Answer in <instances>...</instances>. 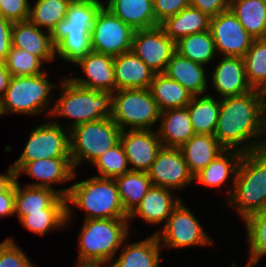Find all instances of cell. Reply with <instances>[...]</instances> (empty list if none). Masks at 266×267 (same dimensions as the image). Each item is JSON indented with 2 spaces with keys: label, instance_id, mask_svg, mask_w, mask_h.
I'll return each instance as SVG.
<instances>
[{
  "label": "cell",
  "instance_id": "3957f363",
  "mask_svg": "<svg viewBox=\"0 0 266 267\" xmlns=\"http://www.w3.org/2000/svg\"><path fill=\"white\" fill-rule=\"evenodd\" d=\"M66 203V224L74 215L70 203L86 211L85 220L129 218L121 204L115 179L92 176L90 179L75 182L70 186Z\"/></svg>",
  "mask_w": 266,
  "mask_h": 267
},
{
  "label": "cell",
  "instance_id": "5bb4252c",
  "mask_svg": "<svg viewBox=\"0 0 266 267\" xmlns=\"http://www.w3.org/2000/svg\"><path fill=\"white\" fill-rule=\"evenodd\" d=\"M209 30L222 56L243 58L254 40L230 8L211 17Z\"/></svg>",
  "mask_w": 266,
  "mask_h": 267
},
{
  "label": "cell",
  "instance_id": "ac0fdd59",
  "mask_svg": "<svg viewBox=\"0 0 266 267\" xmlns=\"http://www.w3.org/2000/svg\"><path fill=\"white\" fill-rule=\"evenodd\" d=\"M18 178L15 181V215L19 220L27 212H42L43 209H67L66 196L70 186L63 190L45 187L20 186Z\"/></svg>",
  "mask_w": 266,
  "mask_h": 267
},
{
  "label": "cell",
  "instance_id": "603a6c76",
  "mask_svg": "<svg viewBox=\"0 0 266 267\" xmlns=\"http://www.w3.org/2000/svg\"><path fill=\"white\" fill-rule=\"evenodd\" d=\"M172 195L170 189L151 186L128 219L141 217L145 222L152 225L160 224L162 221L166 223L172 210L182 200L180 197L176 198Z\"/></svg>",
  "mask_w": 266,
  "mask_h": 267
},
{
  "label": "cell",
  "instance_id": "816d5d0a",
  "mask_svg": "<svg viewBox=\"0 0 266 267\" xmlns=\"http://www.w3.org/2000/svg\"><path fill=\"white\" fill-rule=\"evenodd\" d=\"M77 264L78 265L76 267H101L103 266L101 264L94 263V262H82V261H78Z\"/></svg>",
  "mask_w": 266,
  "mask_h": 267
},
{
  "label": "cell",
  "instance_id": "bcb514c9",
  "mask_svg": "<svg viewBox=\"0 0 266 267\" xmlns=\"http://www.w3.org/2000/svg\"><path fill=\"white\" fill-rule=\"evenodd\" d=\"M13 23L0 16V62H4L12 47L11 30Z\"/></svg>",
  "mask_w": 266,
  "mask_h": 267
},
{
  "label": "cell",
  "instance_id": "9c48e42d",
  "mask_svg": "<svg viewBox=\"0 0 266 267\" xmlns=\"http://www.w3.org/2000/svg\"><path fill=\"white\" fill-rule=\"evenodd\" d=\"M121 129L111 117L87 122L70 129L71 162L76 168L82 160L93 163L120 142Z\"/></svg>",
  "mask_w": 266,
  "mask_h": 267
},
{
  "label": "cell",
  "instance_id": "f907efd6",
  "mask_svg": "<svg viewBox=\"0 0 266 267\" xmlns=\"http://www.w3.org/2000/svg\"><path fill=\"white\" fill-rule=\"evenodd\" d=\"M265 137H266V116H264V134H263V139L264 140H262L260 148H259V151L262 154L266 155V138Z\"/></svg>",
  "mask_w": 266,
  "mask_h": 267
},
{
  "label": "cell",
  "instance_id": "52a82bcc",
  "mask_svg": "<svg viewBox=\"0 0 266 267\" xmlns=\"http://www.w3.org/2000/svg\"><path fill=\"white\" fill-rule=\"evenodd\" d=\"M57 86L47 79V72L35 76H12L5 95L0 100V116L9 113L33 116L45 110L50 116L53 108L49 107V103L52 91Z\"/></svg>",
  "mask_w": 266,
  "mask_h": 267
},
{
  "label": "cell",
  "instance_id": "f5cc1de1",
  "mask_svg": "<svg viewBox=\"0 0 266 267\" xmlns=\"http://www.w3.org/2000/svg\"><path fill=\"white\" fill-rule=\"evenodd\" d=\"M259 94L262 96L264 102L266 101V82L264 85L258 90Z\"/></svg>",
  "mask_w": 266,
  "mask_h": 267
},
{
  "label": "cell",
  "instance_id": "44dd1931",
  "mask_svg": "<svg viewBox=\"0 0 266 267\" xmlns=\"http://www.w3.org/2000/svg\"><path fill=\"white\" fill-rule=\"evenodd\" d=\"M42 31L44 30H41L29 19L15 22L11 30L12 46L39 57L45 63L53 61L56 53L51 34Z\"/></svg>",
  "mask_w": 266,
  "mask_h": 267
},
{
  "label": "cell",
  "instance_id": "e0dca14e",
  "mask_svg": "<svg viewBox=\"0 0 266 267\" xmlns=\"http://www.w3.org/2000/svg\"><path fill=\"white\" fill-rule=\"evenodd\" d=\"M11 167L16 172V178L23 172L38 180L39 182L27 184L33 187L54 189L51 187L53 184L67 183L77 175L71 158H44L31 162H15Z\"/></svg>",
  "mask_w": 266,
  "mask_h": 267
},
{
  "label": "cell",
  "instance_id": "83f0119b",
  "mask_svg": "<svg viewBox=\"0 0 266 267\" xmlns=\"http://www.w3.org/2000/svg\"><path fill=\"white\" fill-rule=\"evenodd\" d=\"M106 8L134 30L160 25L155 18L152 0H107Z\"/></svg>",
  "mask_w": 266,
  "mask_h": 267
},
{
  "label": "cell",
  "instance_id": "8d00e7d4",
  "mask_svg": "<svg viewBox=\"0 0 266 267\" xmlns=\"http://www.w3.org/2000/svg\"><path fill=\"white\" fill-rule=\"evenodd\" d=\"M244 222L250 254L247 265L256 266L266 256V208L250 215Z\"/></svg>",
  "mask_w": 266,
  "mask_h": 267
},
{
  "label": "cell",
  "instance_id": "8992f818",
  "mask_svg": "<svg viewBox=\"0 0 266 267\" xmlns=\"http://www.w3.org/2000/svg\"><path fill=\"white\" fill-rule=\"evenodd\" d=\"M128 218L87 219L79 234L78 261L109 265L129 235Z\"/></svg>",
  "mask_w": 266,
  "mask_h": 267
},
{
  "label": "cell",
  "instance_id": "30bf717a",
  "mask_svg": "<svg viewBox=\"0 0 266 267\" xmlns=\"http://www.w3.org/2000/svg\"><path fill=\"white\" fill-rule=\"evenodd\" d=\"M182 201L172 210L162 230L155 232L160 246L169 249L210 246L212 239Z\"/></svg>",
  "mask_w": 266,
  "mask_h": 267
},
{
  "label": "cell",
  "instance_id": "484cf974",
  "mask_svg": "<svg viewBox=\"0 0 266 267\" xmlns=\"http://www.w3.org/2000/svg\"><path fill=\"white\" fill-rule=\"evenodd\" d=\"M243 153L237 150H224L204 169L194 176V181L206 187H219L231 179V188L228 190V197L234 188L235 176ZM231 176V177H230Z\"/></svg>",
  "mask_w": 266,
  "mask_h": 267
},
{
  "label": "cell",
  "instance_id": "7bdbcfd3",
  "mask_svg": "<svg viewBox=\"0 0 266 267\" xmlns=\"http://www.w3.org/2000/svg\"><path fill=\"white\" fill-rule=\"evenodd\" d=\"M29 0H0V16L12 23L25 21L30 15Z\"/></svg>",
  "mask_w": 266,
  "mask_h": 267
},
{
  "label": "cell",
  "instance_id": "7a4b0ae2",
  "mask_svg": "<svg viewBox=\"0 0 266 267\" xmlns=\"http://www.w3.org/2000/svg\"><path fill=\"white\" fill-rule=\"evenodd\" d=\"M104 3L100 0H72L66 18L60 21L51 34L55 57L77 63L91 49V28Z\"/></svg>",
  "mask_w": 266,
  "mask_h": 267
},
{
  "label": "cell",
  "instance_id": "ffe728a7",
  "mask_svg": "<svg viewBox=\"0 0 266 267\" xmlns=\"http://www.w3.org/2000/svg\"><path fill=\"white\" fill-rule=\"evenodd\" d=\"M114 56L91 51L76 64L83 69L87 78H70L76 85L114 93L116 81L113 67Z\"/></svg>",
  "mask_w": 266,
  "mask_h": 267
},
{
  "label": "cell",
  "instance_id": "ee69618b",
  "mask_svg": "<svg viewBox=\"0 0 266 267\" xmlns=\"http://www.w3.org/2000/svg\"><path fill=\"white\" fill-rule=\"evenodd\" d=\"M190 6V0H154L153 10L156 21L160 24L167 17L178 14Z\"/></svg>",
  "mask_w": 266,
  "mask_h": 267
},
{
  "label": "cell",
  "instance_id": "d6a6232c",
  "mask_svg": "<svg viewBox=\"0 0 266 267\" xmlns=\"http://www.w3.org/2000/svg\"><path fill=\"white\" fill-rule=\"evenodd\" d=\"M229 8L254 39H266V5L261 0H230Z\"/></svg>",
  "mask_w": 266,
  "mask_h": 267
},
{
  "label": "cell",
  "instance_id": "f6af8a7d",
  "mask_svg": "<svg viewBox=\"0 0 266 267\" xmlns=\"http://www.w3.org/2000/svg\"><path fill=\"white\" fill-rule=\"evenodd\" d=\"M230 0H190V6L199 9L210 17L229 9Z\"/></svg>",
  "mask_w": 266,
  "mask_h": 267
},
{
  "label": "cell",
  "instance_id": "74e56055",
  "mask_svg": "<svg viewBox=\"0 0 266 267\" xmlns=\"http://www.w3.org/2000/svg\"><path fill=\"white\" fill-rule=\"evenodd\" d=\"M243 59L249 85L259 90L266 82V39H254Z\"/></svg>",
  "mask_w": 266,
  "mask_h": 267
},
{
  "label": "cell",
  "instance_id": "4316f807",
  "mask_svg": "<svg viewBox=\"0 0 266 267\" xmlns=\"http://www.w3.org/2000/svg\"><path fill=\"white\" fill-rule=\"evenodd\" d=\"M160 243L154 233L145 240L124 244L118 259H112L109 267H160Z\"/></svg>",
  "mask_w": 266,
  "mask_h": 267
},
{
  "label": "cell",
  "instance_id": "277c9868",
  "mask_svg": "<svg viewBox=\"0 0 266 267\" xmlns=\"http://www.w3.org/2000/svg\"><path fill=\"white\" fill-rule=\"evenodd\" d=\"M60 83V97L52 107L50 118L59 116L73 119V123L64 129L70 130L83 123L111 117L112 92L78 86L70 77L63 78Z\"/></svg>",
  "mask_w": 266,
  "mask_h": 267
},
{
  "label": "cell",
  "instance_id": "c3c4849f",
  "mask_svg": "<svg viewBox=\"0 0 266 267\" xmlns=\"http://www.w3.org/2000/svg\"><path fill=\"white\" fill-rule=\"evenodd\" d=\"M16 181V172L10 167L6 174H0V194L4 193Z\"/></svg>",
  "mask_w": 266,
  "mask_h": 267
},
{
  "label": "cell",
  "instance_id": "5b68a950",
  "mask_svg": "<svg viewBox=\"0 0 266 267\" xmlns=\"http://www.w3.org/2000/svg\"><path fill=\"white\" fill-rule=\"evenodd\" d=\"M228 208H236L244 221L266 208V155L259 150L244 153L239 162Z\"/></svg>",
  "mask_w": 266,
  "mask_h": 267
},
{
  "label": "cell",
  "instance_id": "7dc6e473",
  "mask_svg": "<svg viewBox=\"0 0 266 267\" xmlns=\"http://www.w3.org/2000/svg\"><path fill=\"white\" fill-rule=\"evenodd\" d=\"M15 214V182L0 194V217Z\"/></svg>",
  "mask_w": 266,
  "mask_h": 267
},
{
  "label": "cell",
  "instance_id": "60d3db41",
  "mask_svg": "<svg viewBox=\"0 0 266 267\" xmlns=\"http://www.w3.org/2000/svg\"><path fill=\"white\" fill-rule=\"evenodd\" d=\"M43 63L39 57L13 46L4 61L11 76H35L44 73L41 70Z\"/></svg>",
  "mask_w": 266,
  "mask_h": 267
},
{
  "label": "cell",
  "instance_id": "d590c367",
  "mask_svg": "<svg viewBox=\"0 0 266 267\" xmlns=\"http://www.w3.org/2000/svg\"><path fill=\"white\" fill-rule=\"evenodd\" d=\"M72 0H37L30 6L29 20L37 27L52 34L56 25L66 18Z\"/></svg>",
  "mask_w": 266,
  "mask_h": 267
},
{
  "label": "cell",
  "instance_id": "ba28073f",
  "mask_svg": "<svg viewBox=\"0 0 266 267\" xmlns=\"http://www.w3.org/2000/svg\"><path fill=\"white\" fill-rule=\"evenodd\" d=\"M160 114L150 89H122L112 95L111 118L121 130H153Z\"/></svg>",
  "mask_w": 266,
  "mask_h": 267
},
{
  "label": "cell",
  "instance_id": "836d02e7",
  "mask_svg": "<svg viewBox=\"0 0 266 267\" xmlns=\"http://www.w3.org/2000/svg\"><path fill=\"white\" fill-rule=\"evenodd\" d=\"M121 204L130 215L152 186L148 172L130 171L115 178Z\"/></svg>",
  "mask_w": 266,
  "mask_h": 267
},
{
  "label": "cell",
  "instance_id": "cb8c5ba5",
  "mask_svg": "<svg viewBox=\"0 0 266 267\" xmlns=\"http://www.w3.org/2000/svg\"><path fill=\"white\" fill-rule=\"evenodd\" d=\"M159 120L157 134L163 147L180 148L195 134L187 106L161 111Z\"/></svg>",
  "mask_w": 266,
  "mask_h": 267
},
{
  "label": "cell",
  "instance_id": "f1b7e54d",
  "mask_svg": "<svg viewBox=\"0 0 266 267\" xmlns=\"http://www.w3.org/2000/svg\"><path fill=\"white\" fill-rule=\"evenodd\" d=\"M180 149L194 176L225 150L216 137L209 134H194Z\"/></svg>",
  "mask_w": 266,
  "mask_h": 267
},
{
  "label": "cell",
  "instance_id": "db71d44e",
  "mask_svg": "<svg viewBox=\"0 0 266 267\" xmlns=\"http://www.w3.org/2000/svg\"><path fill=\"white\" fill-rule=\"evenodd\" d=\"M264 108H265V115L266 116V101L264 102Z\"/></svg>",
  "mask_w": 266,
  "mask_h": 267
},
{
  "label": "cell",
  "instance_id": "1f68e13d",
  "mask_svg": "<svg viewBox=\"0 0 266 267\" xmlns=\"http://www.w3.org/2000/svg\"><path fill=\"white\" fill-rule=\"evenodd\" d=\"M149 89L160 111L186 107L194 96L165 73L155 74Z\"/></svg>",
  "mask_w": 266,
  "mask_h": 267
},
{
  "label": "cell",
  "instance_id": "f35d334b",
  "mask_svg": "<svg viewBox=\"0 0 266 267\" xmlns=\"http://www.w3.org/2000/svg\"><path fill=\"white\" fill-rule=\"evenodd\" d=\"M67 209H43L42 212H27L20 219L27 230L44 236L46 233L66 226Z\"/></svg>",
  "mask_w": 266,
  "mask_h": 267
},
{
  "label": "cell",
  "instance_id": "4dcf8cb0",
  "mask_svg": "<svg viewBox=\"0 0 266 267\" xmlns=\"http://www.w3.org/2000/svg\"><path fill=\"white\" fill-rule=\"evenodd\" d=\"M199 96H201L199 98ZM221 99L213 95H194L187 105L192 128L195 134L214 135L220 112Z\"/></svg>",
  "mask_w": 266,
  "mask_h": 267
},
{
  "label": "cell",
  "instance_id": "d4e9b609",
  "mask_svg": "<svg viewBox=\"0 0 266 267\" xmlns=\"http://www.w3.org/2000/svg\"><path fill=\"white\" fill-rule=\"evenodd\" d=\"M164 73L193 95H203L209 88L205 65L194 62L177 51L172 55Z\"/></svg>",
  "mask_w": 266,
  "mask_h": 267
},
{
  "label": "cell",
  "instance_id": "7c38bea8",
  "mask_svg": "<svg viewBox=\"0 0 266 267\" xmlns=\"http://www.w3.org/2000/svg\"><path fill=\"white\" fill-rule=\"evenodd\" d=\"M51 120L38 125L30 133L22 154L16 162H31L44 158H71L70 130Z\"/></svg>",
  "mask_w": 266,
  "mask_h": 267
},
{
  "label": "cell",
  "instance_id": "b9f144b4",
  "mask_svg": "<svg viewBox=\"0 0 266 267\" xmlns=\"http://www.w3.org/2000/svg\"><path fill=\"white\" fill-rule=\"evenodd\" d=\"M0 267H35L26 254L9 237L0 243Z\"/></svg>",
  "mask_w": 266,
  "mask_h": 267
},
{
  "label": "cell",
  "instance_id": "9a60e30c",
  "mask_svg": "<svg viewBox=\"0 0 266 267\" xmlns=\"http://www.w3.org/2000/svg\"><path fill=\"white\" fill-rule=\"evenodd\" d=\"M152 186L184 189L193 182L194 175L185 162L180 148L162 147L148 171Z\"/></svg>",
  "mask_w": 266,
  "mask_h": 267
},
{
  "label": "cell",
  "instance_id": "e575fe53",
  "mask_svg": "<svg viewBox=\"0 0 266 267\" xmlns=\"http://www.w3.org/2000/svg\"><path fill=\"white\" fill-rule=\"evenodd\" d=\"M176 51L182 56L205 66L217 54L210 30L181 38L176 42Z\"/></svg>",
  "mask_w": 266,
  "mask_h": 267
},
{
  "label": "cell",
  "instance_id": "681fc988",
  "mask_svg": "<svg viewBox=\"0 0 266 267\" xmlns=\"http://www.w3.org/2000/svg\"><path fill=\"white\" fill-rule=\"evenodd\" d=\"M11 74L5 67L4 62H0V100L4 97L6 89L8 88Z\"/></svg>",
  "mask_w": 266,
  "mask_h": 267
},
{
  "label": "cell",
  "instance_id": "2e32d148",
  "mask_svg": "<svg viewBox=\"0 0 266 267\" xmlns=\"http://www.w3.org/2000/svg\"><path fill=\"white\" fill-rule=\"evenodd\" d=\"M131 171L148 172L163 147L157 131L122 130L120 134Z\"/></svg>",
  "mask_w": 266,
  "mask_h": 267
},
{
  "label": "cell",
  "instance_id": "6da1fadb",
  "mask_svg": "<svg viewBox=\"0 0 266 267\" xmlns=\"http://www.w3.org/2000/svg\"><path fill=\"white\" fill-rule=\"evenodd\" d=\"M264 115V100L257 89L222 98L214 136L225 150L243 154L258 151L263 140Z\"/></svg>",
  "mask_w": 266,
  "mask_h": 267
},
{
  "label": "cell",
  "instance_id": "8fae6325",
  "mask_svg": "<svg viewBox=\"0 0 266 267\" xmlns=\"http://www.w3.org/2000/svg\"><path fill=\"white\" fill-rule=\"evenodd\" d=\"M134 32L131 26L125 24L104 4L91 28V49L111 56L131 51Z\"/></svg>",
  "mask_w": 266,
  "mask_h": 267
},
{
  "label": "cell",
  "instance_id": "ab89813d",
  "mask_svg": "<svg viewBox=\"0 0 266 267\" xmlns=\"http://www.w3.org/2000/svg\"><path fill=\"white\" fill-rule=\"evenodd\" d=\"M101 178L115 179L130 172L128 160L122 144L119 142L113 148L100 155L93 163ZM128 167V168H127Z\"/></svg>",
  "mask_w": 266,
  "mask_h": 267
},
{
  "label": "cell",
  "instance_id": "4fadbf2b",
  "mask_svg": "<svg viewBox=\"0 0 266 267\" xmlns=\"http://www.w3.org/2000/svg\"><path fill=\"white\" fill-rule=\"evenodd\" d=\"M132 51L155 73H164L176 51V43L158 25L135 30Z\"/></svg>",
  "mask_w": 266,
  "mask_h": 267
},
{
  "label": "cell",
  "instance_id": "f546056e",
  "mask_svg": "<svg viewBox=\"0 0 266 267\" xmlns=\"http://www.w3.org/2000/svg\"><path fill=\"white\" fill-rule=\"evenodd\" d=\"M211 17L199 9L188 6L178 14L167 17L160 26L175 43L194 33L208 31Z\"/></svg>",
  "mask_w": 266,
  "mask_h": 267
},
{
  "label": "cell",
  "instance_id": "d6986e66",
  "mask_svg": "<svg viewBox=\"0 0 266 267\" xmlns=\"http://www.w3.org/2000/svg\"><path fill=\"white\" fill-rule=\"evenodd\" d=\"M220 60L211 77L212 86L220 95L218 98L240 96L253 90L247 81L242 57L222 56Z\"/></svg>",
  "mask_w": 266,
  "mask_h": 267
},
{
  "label": "cell",
  "instance_id": "7402d4cb",
  "mask_svg": "<svg viewBox=\"0 0 266 267\" xmlns=\"http://www.w3.org/2000/svg\"><path fill=\"white\" fill-rule=\"evenodd\" d=\"M116 91L149 89L155 73L131 50L114 56Z\"/></svg>",
  "mask_w": 266,
  "mask_h": 267
}]
</instances>
